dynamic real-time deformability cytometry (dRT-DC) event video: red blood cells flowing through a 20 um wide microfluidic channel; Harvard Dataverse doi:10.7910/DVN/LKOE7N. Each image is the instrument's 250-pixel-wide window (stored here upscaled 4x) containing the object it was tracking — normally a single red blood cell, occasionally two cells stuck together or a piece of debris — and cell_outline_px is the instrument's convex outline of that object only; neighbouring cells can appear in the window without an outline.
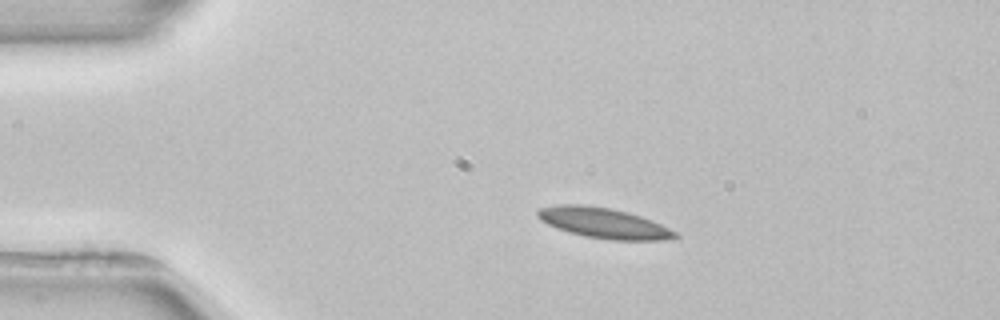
{"species": "common noctule bat (a hibernating species)", "species_latin": "Nyctalus noctula", "temperature_condition": "room temperature", "stored_images_in_passage": 4, "camera_frame_rate_fps": 3000, "um_per_image_px": 0.085, "animal": {"sex": "female", "body_mass_g": 22.7, "forearm_length_mm": 54.2}, "frame": {"image": 1, "passage_image": 3, "time_ms": 2.667, "image_size_px": [1000, 320], "cell_outline_px": [[680, 236], [664, 240], [612, 240], [584, 236], [568, 232], [556, 228], [540, 220], [536, 216], [536, 212], [540, 208], [556, 204], [584, 204], [612, 208], [628, 212], [652, 220], [676, 232]], "centroid_in_image_um": [51.27, 18.94], "position_along_channel_um": 33.7, "area_um2": 24.51}}